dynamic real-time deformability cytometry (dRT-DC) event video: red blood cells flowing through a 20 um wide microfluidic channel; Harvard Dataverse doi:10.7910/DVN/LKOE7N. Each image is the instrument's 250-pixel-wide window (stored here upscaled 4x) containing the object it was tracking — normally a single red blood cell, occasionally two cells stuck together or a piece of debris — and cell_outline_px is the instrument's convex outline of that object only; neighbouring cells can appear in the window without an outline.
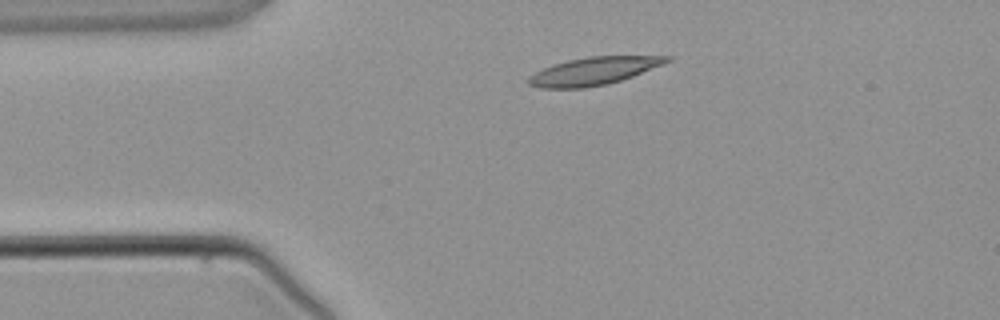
{"species": "common noctule bat (a hibernating species)", "species_latin": "Nyctalus noctula", "temperature_condition": "warm", "stored_images_in_passage": 2, "camera_frame_rate_fps": 3000, "um_per_image_px": 0.085, "animal": {"sex": "male", "body_mass_g": 21.5, "forearm_length_mm": 52.0}, "frame": {"image": 1, "passage_image": 1, "time_ms": 0.0, "image_size_px": [1000, 320], "cell_outline_px": [[672, 60], [632, 76], [608, 84], [584, 88], [540, 88], [528, 84], [528, 76], [552, 64], [568, 60], [588, 56], [672, 56]], "centroid_in_image_um": [50.43, 6.04], "position_along_channel_um": 34.6, "area_um2": 22.2}}
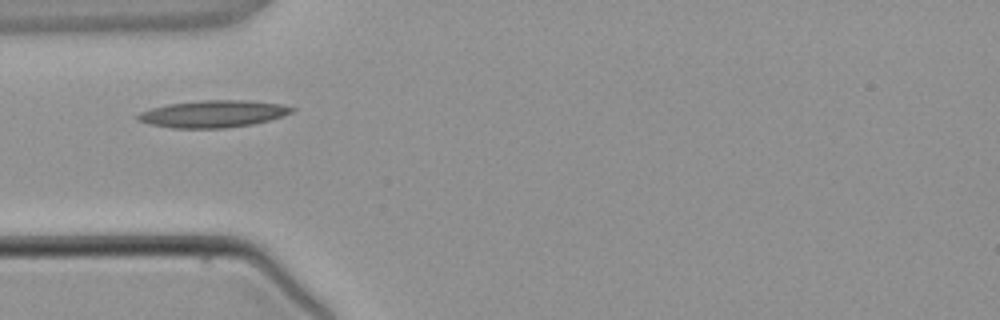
{"frame": {"image": 2, "passage_image": 2, "time_ms": 1.333, "image_size_px": [1000, 320], "cell_outline_px": [[296, 108], [292, 112], [268, 120], [252, 124], [224, 128], [172, 128], [148, 124], [136, 120], [136, 116], [140, 112], [152, 108], [168, 104], [200, 100], [244, 100], [280, 104]], "centroid_in_image_um": [18.05, 9.68], "position_along_channel_um": 66.9, "area_um2": 24.16}}